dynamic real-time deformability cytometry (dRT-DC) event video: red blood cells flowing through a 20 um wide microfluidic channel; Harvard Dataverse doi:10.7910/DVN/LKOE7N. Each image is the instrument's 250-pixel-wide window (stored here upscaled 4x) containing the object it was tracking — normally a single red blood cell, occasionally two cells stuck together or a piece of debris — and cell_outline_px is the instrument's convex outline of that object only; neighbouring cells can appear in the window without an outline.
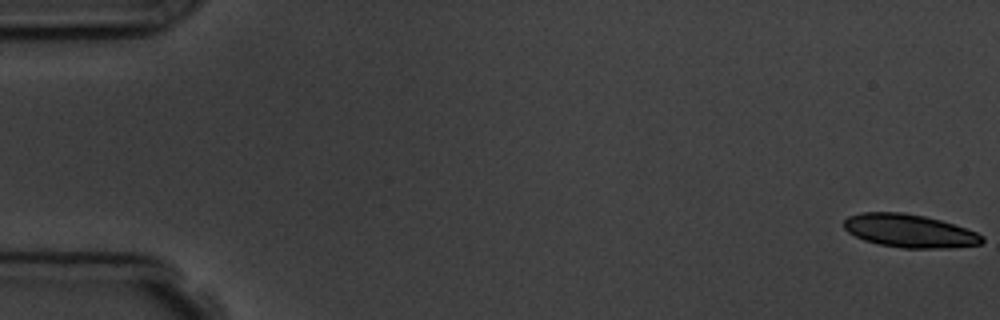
{"species": "common noctule bat (a hibernating species)", "species_latin": "Nyctalus noctula", "temperature_condition": "room temperature", "stored_images_in_passage": 8, "camera_frame_rate_fps": 3000, "um_per_image_px": 0.085, "animal": {"sex": "male", "body_mass_g": 19.5, "forearm_length_mm": 54.6}, "frame": {"image": 1, "passage_image": 1, "time_ms": 0.0, "image_size_px": [1000, 320], "cell_outline_px": [[984, 240], [980, 244], [952, 248], [904, 248], [880, 244], [864, 240], [848, 232], [844, 228], [844, 220], [848, 216], [860, 212], [904, 212], [924, 216], [940, 220], [976, 232], [984, 236]], "centroid_in_image_um": [77.29, 19.62], "position_along_channel_um": 7.7, "area_um2": 26.65}}
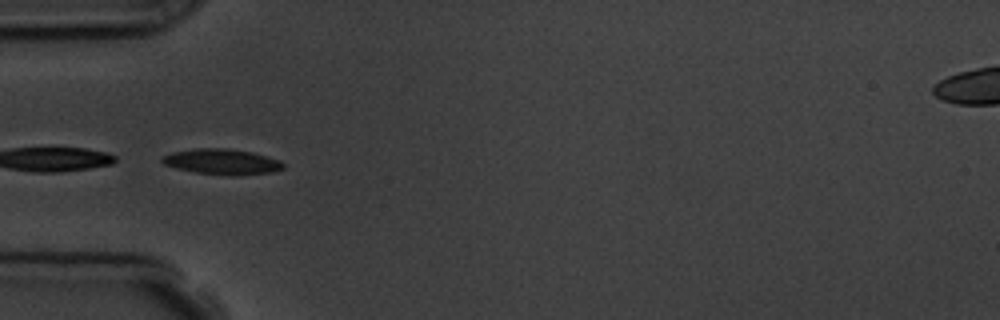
{"frame": {"image": 2, "passage_image": 6, "time_ms": 5.667, "image_size_px": [1000, 320], "cell_outline_px": [[284, 168], [272, 172], [232, 176], [196, 172], [176, 168], [164, 164], [160, 160], [160, 156], [172, 152], [196, 148], [228, 148], [252, 152], [268, 156], [280, 160], [284, 164]], "centroid_in_image_um": [18.86, 13.74], "position_along_channel_um": 66.1, "area_um2": 18.15}}